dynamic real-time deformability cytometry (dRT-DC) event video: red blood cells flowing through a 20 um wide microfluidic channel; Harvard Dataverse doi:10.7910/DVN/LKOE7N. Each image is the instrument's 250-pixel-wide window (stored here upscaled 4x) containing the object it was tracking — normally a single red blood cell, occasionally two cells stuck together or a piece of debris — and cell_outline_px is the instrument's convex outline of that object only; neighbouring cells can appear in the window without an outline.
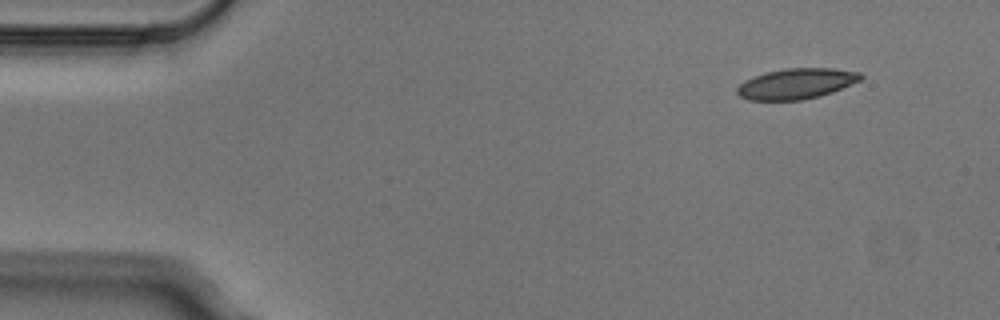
{"species": "Egyptian fruit bat (a non-hibernating species)", "species_latin": "Rousettus aegyptiacus", "temperature_condition": "cold", "stored_images_in_passage": 4, "segment_of_instrument_passage": [1, 2], "camera_frame_rate_fps": 3000, "um_per_image_px": 0.085, "animal": {"sex": "male"}, "frame": {"image": 1, "passage_image": 1, "time_ms": 0.0, "image_size_px": [1000, 320], "cell_outline_px": [[864, 76], [860, 80], [832, 92], [820, 96], [804, 100], [748, 100], [740, 96], [736, 92], [736, 88], [744, 80], [768, 72], [784, 68], [832, 68], [860, 72]], "centroid_in_image_um": [67.69, 7.11], "position_along_channel_um": 17.3, "area_um2": 21.96}}
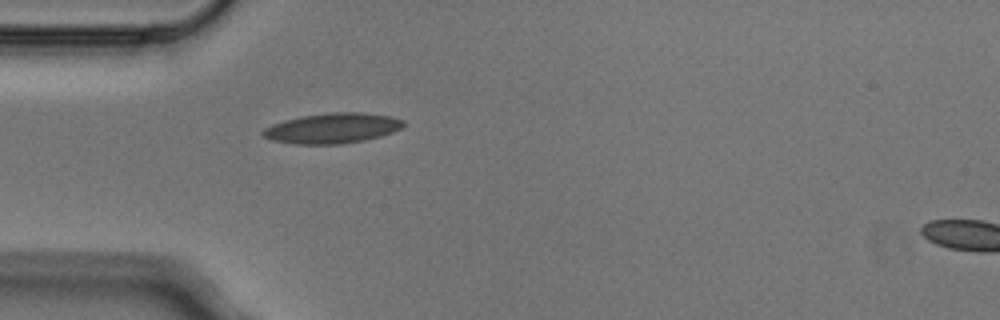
{"frame": {"image": 2, "passage_image": 3, "time_ms": 0.667, "image_size_px": [1000, 320], "cell_outline_px": [[404, 124], [400, 128], [392, 132], [380, 136], [364, 140], [340, 144], [296, 144], [272, 140], [264, 136], [260, 132], [264, 128], [272, 124], [284, 120], [300, 116], [328, 112], [364, 112], [388, 116], [404, 120]], "centroid_in_image_um": [28.22, 10.89], "position_along_channel_um": 56.8, "area_um2": 24.74}}